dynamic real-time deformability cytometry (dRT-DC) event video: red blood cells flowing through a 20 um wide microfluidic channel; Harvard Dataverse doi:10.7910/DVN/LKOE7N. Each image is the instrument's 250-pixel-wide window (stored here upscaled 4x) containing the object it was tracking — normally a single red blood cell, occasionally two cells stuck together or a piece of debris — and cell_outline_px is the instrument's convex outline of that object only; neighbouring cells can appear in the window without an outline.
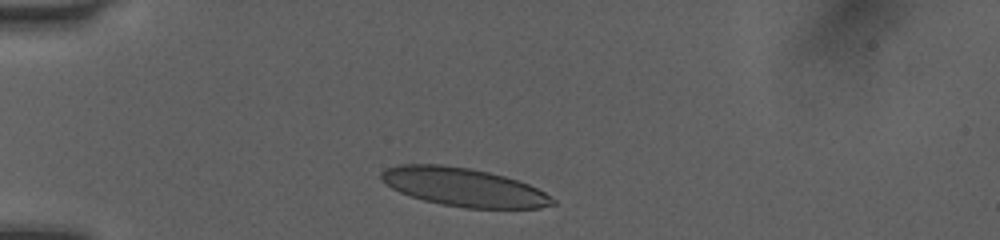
{"species": "human", "species_latin": "Homo sapiens", "temperature_condition": "room temperature", "stored_images_in_passage": 31, "camera_frame_rate_fps": 3000, "um_per_image_px": 0.085, "donor": {"sex": "female"}, "frame": {"image": 1, "passage_image": 1, "time_ms": 0.0, "image_size_px": [1000, 240], "cell_outline_px": [[556, 204], [540, 208], [464, 208], [440, 204], [424, 200], [400, 192], [384, 184], [380, 180], [380, 172], [384, 168], [396, 164], [444, 164], [468, 168], [488, 172], [504, 176], [528, 184], [544, 192], [556, 200]], "centroid_in_image_um": [39.36, 15.9], "position_along_channel_um": 45.6, "area_um2": 38.49}}
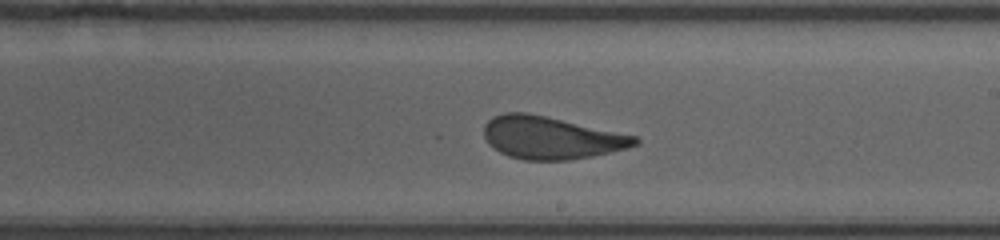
{"frame": {"image": 2, "passage_image": 18, "time_ms": 5.667, "image_size_px": [1000, 240], "cell_outline_px": [[640, 144], [628, 148], [592, 156], [568, 160], [524, 160], [508, 156], [500, 152], [488, 144], [484, 136], [484, 124], [492, 116], [504, 112], [528, 112], [636, 136], [640, 140]], "centroid_in_image_um": [46.81, 11.7], "position_along_channel_um": 242.2, "area_um2": 37.51}}
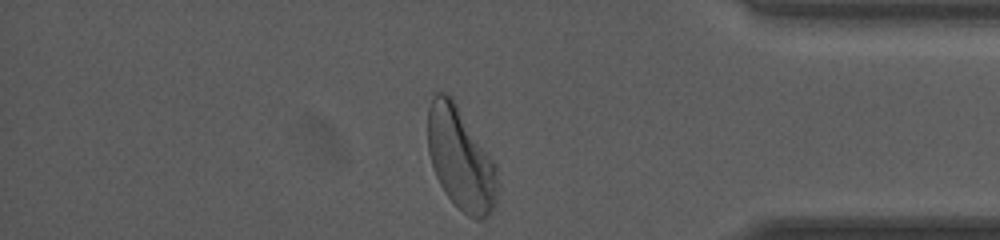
{"frame": {"image": 3, "passage_image": 31, "time_ms": 10.0, "image_size_px": [1000, 240], "cell_outline_px": [[496, 204], [484, 220], [476, 220], [468, 216], [456, 208], [444, 192], [436, 176], [428, 152], [428, 108], [432, 96], [436, 92], [444, 92], [452, 96], [496, 164]], "centroid_in_image_um": [39.14, 13.5], "position_along_channel_um": 396.1, "area_um2": 41.79}, "authors_computed_cell_mechanics": {"area_um2": 38.2636, "velocity_mm_per_s": 4.0399, "shape_relaxation_time_tau1_ms": 3.5372, "shape_relaxation_time_tau2_ms": 0.6418, "deformation_change_tau1": 0.1495, "deformation_change_tau2": 0.0705}}